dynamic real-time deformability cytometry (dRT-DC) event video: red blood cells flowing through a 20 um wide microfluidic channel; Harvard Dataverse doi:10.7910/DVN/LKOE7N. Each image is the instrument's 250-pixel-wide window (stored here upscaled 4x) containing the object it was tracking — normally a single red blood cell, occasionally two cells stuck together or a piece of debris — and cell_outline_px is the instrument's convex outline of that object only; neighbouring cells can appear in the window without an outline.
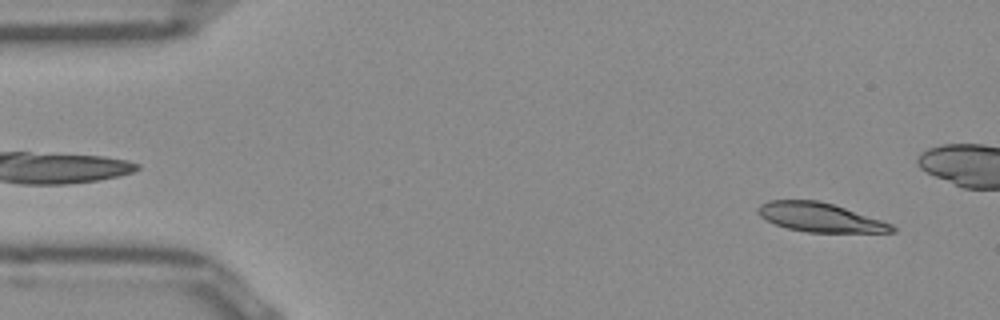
{"species": "Egyptian fruit bat (a non-hibernating species)", "species_latin": "Rousettus aegyptiacus", "temperature_condition": "room temperature", "stored_images_in_passage": 12, "camera_frame_rate_fps": 3000, "um_per_image_px": 0.085, "frame": {"image": 1, "passage_image": 3, "time_ms": 0.667, "image_size_px": [1000, 320], "cell_outline_px": [[896, 232], [808, 232], [788, 228], [776, 224], [760, 216], [756, 208], [760, 204], [768, 200], [816, 200], [832, 204], [892, 224], [896, 228]], "centroid_in_image_um": [69.67, 18.47], "position_along_channel_um": 15.3, "area_um2": 22.25}}